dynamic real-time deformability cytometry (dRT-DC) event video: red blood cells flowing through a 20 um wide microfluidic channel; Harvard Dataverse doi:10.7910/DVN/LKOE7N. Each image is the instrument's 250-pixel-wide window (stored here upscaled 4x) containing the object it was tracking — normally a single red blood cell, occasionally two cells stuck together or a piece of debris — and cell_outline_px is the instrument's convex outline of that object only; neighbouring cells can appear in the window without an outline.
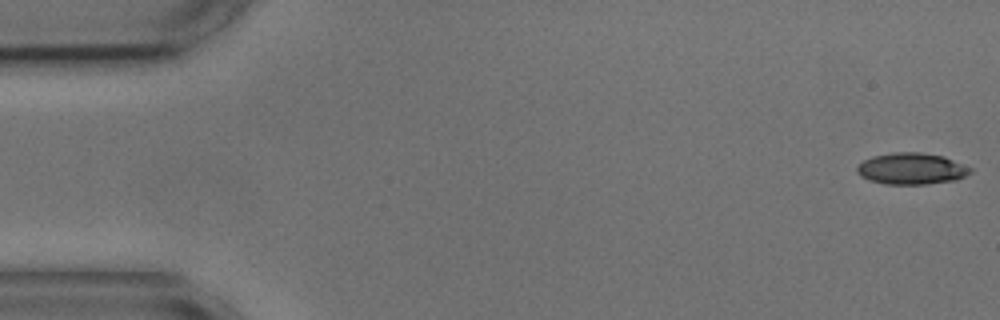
{"species": "common noctule bat (a hibernating species)", "species_latin": "Nyctalus noctula", "temperature_condition": "cold", "stored_images_in_passage": 55, "camera_frame_rate_fps": 3000, "um_per_image_px": 0.085, "animal": {"sex": "male", "body_mass_g": 17.9, "forearm_length_mm": 54.2}, "frame": {"image": 1, "passage_image": 1, "time_ms": 0.0, "image_size_px": [1000, 320], "cell_outline_px": [[972, 172], [956, 180], [928, 184], [884, 184], [868, 180], [860, 176], [856, 172], [856, 168], [864, 160], [872, 156], [896, 152], [920, 152], [944, 156], [972, 168]], "centroid_in_image_um": [77.47, 14.34], "position_along_channel_um": 7.5, "area_um2": 20.87}}
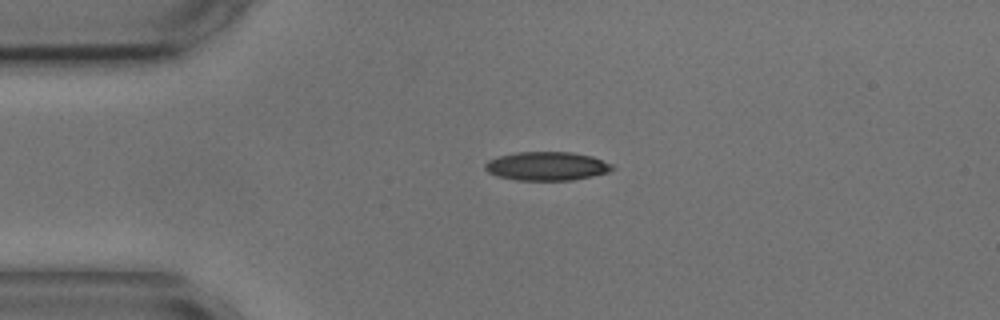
{"frame": {"image": 2, "passage_image": 12, "time_ms": 3.667, "image_size_px": [1000, 320], "cell_outline_px": [[616, 168], [608, 172], [592, 176], [572, 180], [516, 180], [496, 176], [488, 172], [484, 168], [484, 164], [488, 160], [500, 156], [516, 152], [572, 152], [592, 156], [612, 164]], "centroid_in_image_um": [46.48, 14.12], "position_along_channel_um": 38.5, "area_um2": 21.33}}
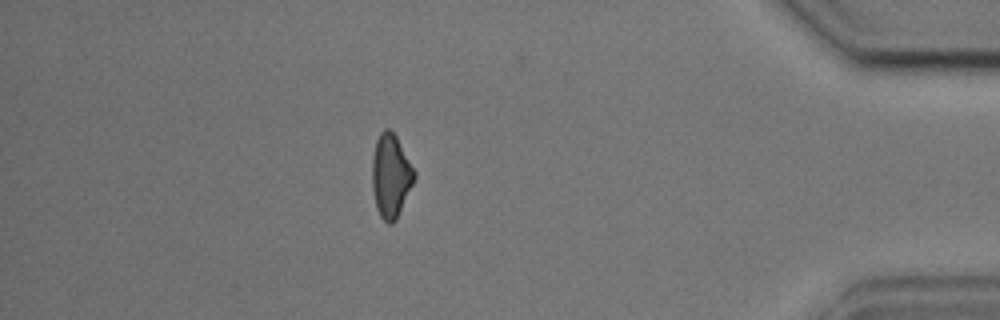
{"frame": {"image": 3, "passage_image": 48, "time_ms": 15.667, "image_size_px": [1000, 320], "cell_outline_px": [[416, 176], [396, 220], [392, 224], [388, 224], [380, 216], [376, 208], [372, 188], [372, 156], [376, 140], [380, 132], [384, 128], [388, 128], [396, 136], [416, 172]], "centroid_in_image_um": [33.2, 14.94], "position_along_channel_um": 402.0, "area_um2": 20.52}, "authors_computed_cell_mechanics": {"area_um2": 20.9814, "velocity_mm_per_s": 3.5988, "shape_relaxation_time_tau1_ms": 4.9755, "shape_relaxation_time_tau2_ms": 4.8132, "deformation_change_tau1": 0.1278, "deformation_change_tau2": 0.1315}}